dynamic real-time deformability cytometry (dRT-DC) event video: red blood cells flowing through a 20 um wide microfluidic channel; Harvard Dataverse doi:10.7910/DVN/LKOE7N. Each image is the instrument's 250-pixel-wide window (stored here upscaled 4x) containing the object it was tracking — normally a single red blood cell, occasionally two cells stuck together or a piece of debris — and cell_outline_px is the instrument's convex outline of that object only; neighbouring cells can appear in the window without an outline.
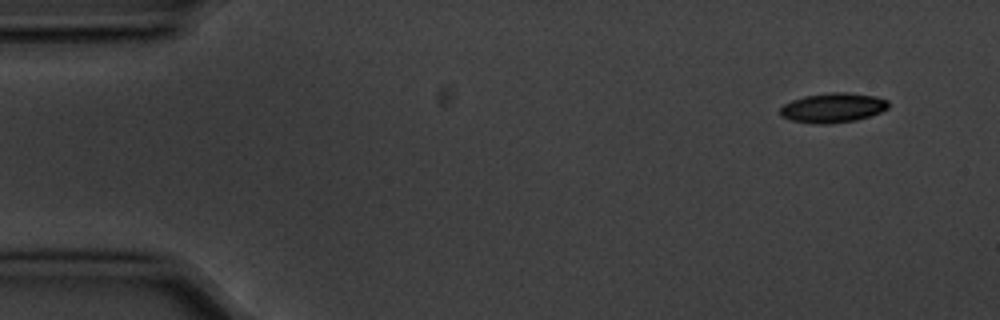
{"species": "common noctule bat (a hibernating species)", "species_latin": "Nyctalus noctula", "temperature_condition": "cold", "stored_images_in_passage": 7, "camera_frame_rate_fps": 3000, "um_per_image_px": 0.085, "animal": {"sex": "male", "body_mass_g": 20.1, "forearm_length_mm": 53.5}, "frame": {"image": 1, "passage_image": 1, "time_ms": 0.0, "image_size_px": [1000, 320], "cell_outline_px": [[888, 108], [880, 112], [856, 120], [828, 124], [816, 124], [792, 120], [780, 116], [780, 108], [784, 104], [792, 100], [804, 96], [832, 92], [848, 92], [876, 96], [888, 100]], "centroid_in_image_um": [70.79, 9.15], "position_along_channel_um": 14.2, "area_um2": 18.67}}
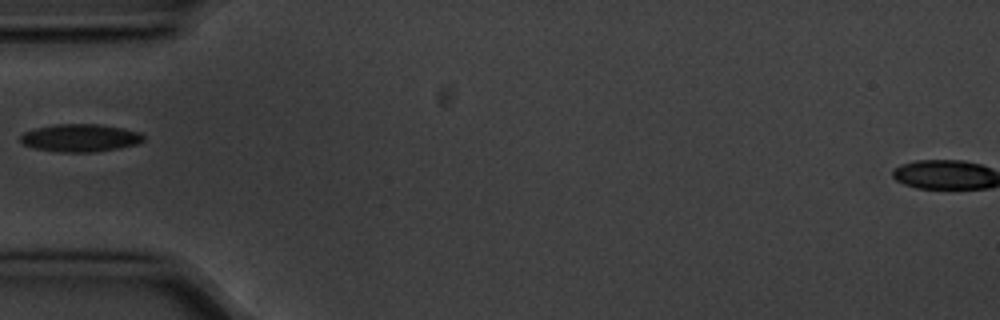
{"frame": {"image": 2, "passage_image": 5, "time_ms": 1.333, "image_size_px": [1000, 320], "cell_outline_px": [[144, 140], [136, 144], [120, 148], [92, 152], [60, 152], [36, 148], [24, 144], [20, 140], [20, 136], [24, 132], [36, 128], [56, 124], [96, 124], [124, 128], [140, 132], [144, 136]], "centroid_in_image_um": [6.84, 11.72], "position_along_channel_um": 78.2, "area_um2": 19.77}}
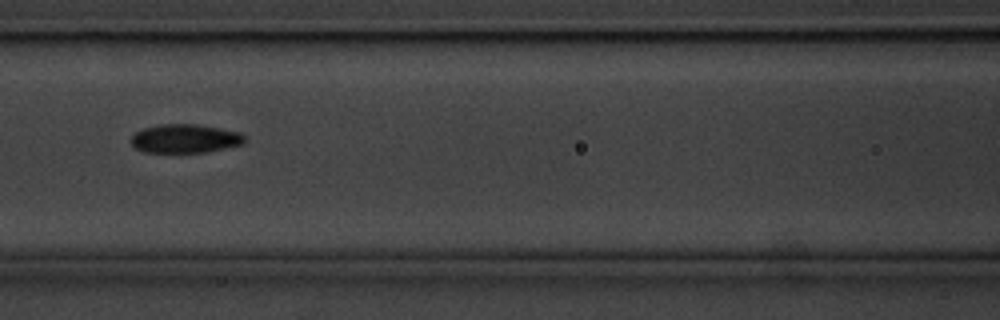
{"frame": {"image": 3, "passage_image": 7, "time_ms": 2.0, "image_size_px": [1000, 320], "cell_outline_px": [[244, 144], [204, 152], [144, 152], [136, 148], [132, 144], [132, 136], [136, 132], [144, 128], [160, 124], [196, 124], [220, 128], [240, 132], [244, 136]], "centroid_in_image_um": [15.74, 11.77], "position_along_channel_um": 150.9, "area_um2": 18.84}}